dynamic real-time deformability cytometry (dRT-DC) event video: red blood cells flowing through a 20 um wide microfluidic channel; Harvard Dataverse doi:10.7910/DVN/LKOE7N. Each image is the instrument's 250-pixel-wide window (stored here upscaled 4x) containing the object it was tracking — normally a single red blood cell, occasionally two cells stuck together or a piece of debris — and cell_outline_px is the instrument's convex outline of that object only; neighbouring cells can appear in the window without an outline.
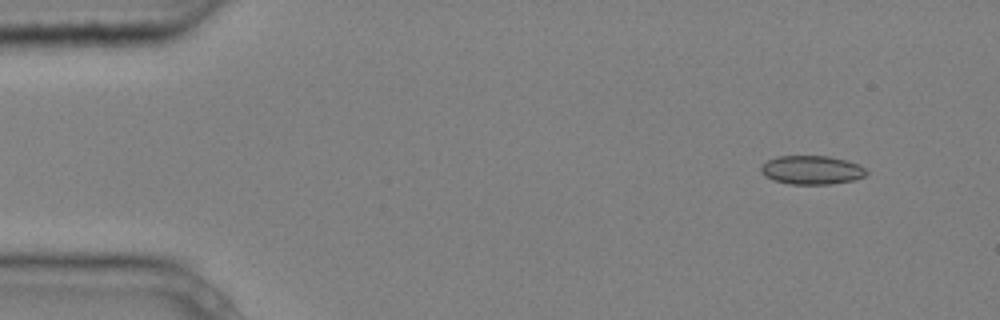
{"species": "common noctule bat (a hibernating species)", "species_latin": "Nyctalus noctula", "temperature_condition": "cold", "stored_images_in_passage": 3, "camera_frame_rate_fps": 3000, "um_per_image_px": 0.085, "animal": {"sex": "male", "body_mass_g": 20.4}, "frame": {"image": 1, "passage_image": 1, "time_ms": 0.0, "image_size_px": [1000, 320], "cell_outline_px": [[868, 172], [864, 176], [852, 180], [832, 184], [788, 184], [772, 180], [764, 176], [760, 172], [760, 168], [768, 160], [776, 156], [828, 156], [844, 160], [856, 164], [864, 168]], "centroid_in_image_um": [68.94, 14.46], "position_along_channel_um": 16.1, "area_um2": 17.57}}